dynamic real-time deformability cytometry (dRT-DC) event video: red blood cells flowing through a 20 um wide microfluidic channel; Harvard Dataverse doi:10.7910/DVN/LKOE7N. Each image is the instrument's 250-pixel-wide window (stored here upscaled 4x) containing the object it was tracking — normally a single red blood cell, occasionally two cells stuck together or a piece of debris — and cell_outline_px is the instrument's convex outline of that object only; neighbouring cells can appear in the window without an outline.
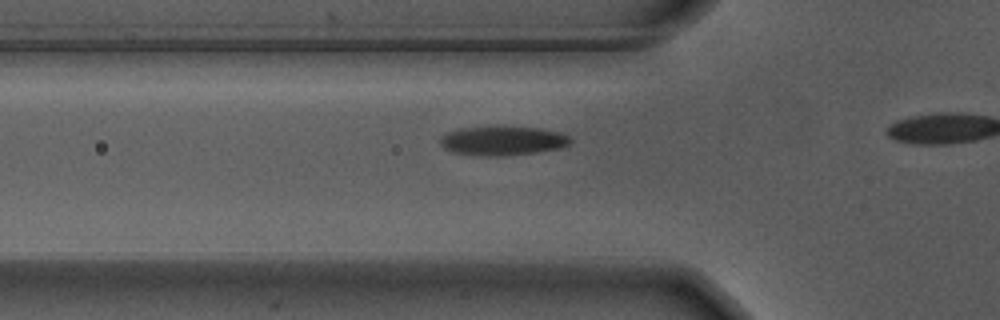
{"species": "Egyptian fruit bat (a non-hibernating species)", "species_latin": "Rousettus aegyptiacus", "temperature_condition": "warm", "stored_images_in_passage": 19, "camera_frame_rate_fps": 3000, "um_per_image_px": 0.085, "animal": {"sex": "male"}, "frame": {"image": 1, "passage_image": 14, "time_ms": 4.333, "image_size_px": [1000, 320], "cell_outline_px": [[572, 140], [568, 144], [560, 148], [536, 152], [500, 156], [480, 156], [452, 152], [444, 148], [440, 144], [440, 140], [448, 132], [460, 128], [504, 124], [540, 128], [560, 132], [568, 136]], "centroid_in_image_um": [42.72, 11.93], "position_along_channel_um": 83.1, "area_um2": 22.72}}